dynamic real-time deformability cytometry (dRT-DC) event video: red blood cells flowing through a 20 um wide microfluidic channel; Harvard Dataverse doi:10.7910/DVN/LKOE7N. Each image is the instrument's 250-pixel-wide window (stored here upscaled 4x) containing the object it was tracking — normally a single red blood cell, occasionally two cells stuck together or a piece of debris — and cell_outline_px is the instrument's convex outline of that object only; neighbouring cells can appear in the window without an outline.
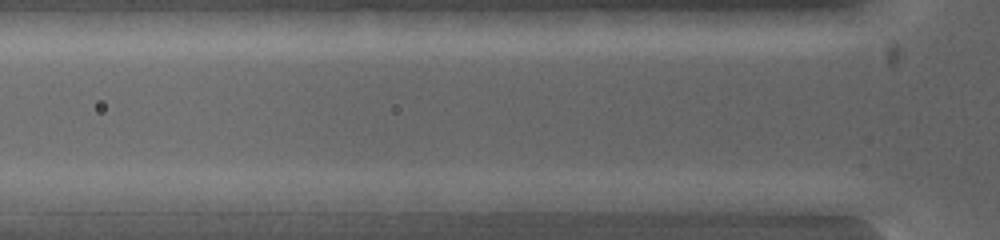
{"species": "common noctule bat (a hibernating species)", "species_latin": "Nyctalus noctula", "temperature_condition": "warm", "stored_images_in_passage": 3, "camera_frame_rate_fps": 5000, "um_per_image_px": 0.085, "animal": {"sex": "female", "body_mass_g": 19.0, "forearm_length_mm": 53.3}, "frame": {"image": 1, "passage_image": 3, "time_ms": 0.4, "image_size_px": [1000, 240], "cell_outline_px": [[604, 200], [576, 212], [496, 212], [492, 200], [560, 192]], "centroid_in_image_um": [46.33, 17.28], "position_along_channel_um": 79.5, "area_um2": 11.56}}